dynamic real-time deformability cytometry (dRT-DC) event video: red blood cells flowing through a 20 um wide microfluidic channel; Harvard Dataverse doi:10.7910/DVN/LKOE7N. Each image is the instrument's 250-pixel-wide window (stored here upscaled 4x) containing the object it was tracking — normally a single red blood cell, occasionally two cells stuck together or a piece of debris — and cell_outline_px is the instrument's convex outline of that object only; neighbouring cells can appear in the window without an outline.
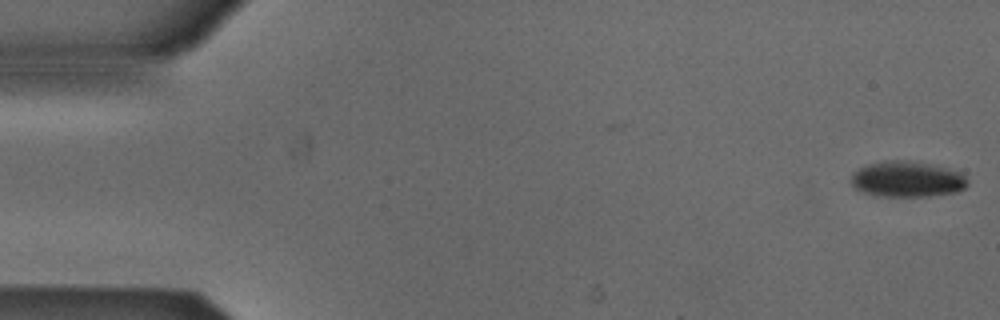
{"species": "Egyptian fruit bat (a non-hibernating species)", "species_latin": "Rousettus aegyptiacus", "temperature_condition": "cold", "stored_images_in_passage": 53, "camera_frame_rate_fps": 3000, "um_per_image_px": 0.085, "animal": {"sex": "male"}, "frame": {"image": 1, "passage_image": 1, "time_ms": 0.0, "image_size_px": [1000, 320], "cell_outline_px": [[968, 184], [964, 188], [956, 192], [928, 196], [872, 196], [856, 188], [852, 184], [852, 172], [864, 164], [884, 160], [908, 160], [948, 168], [960, 172], [968, 180]], "centroid_in_image_um": [77.08, 15.22], "position_along_channel_um": 7.9, "area_um2": 24.45}}
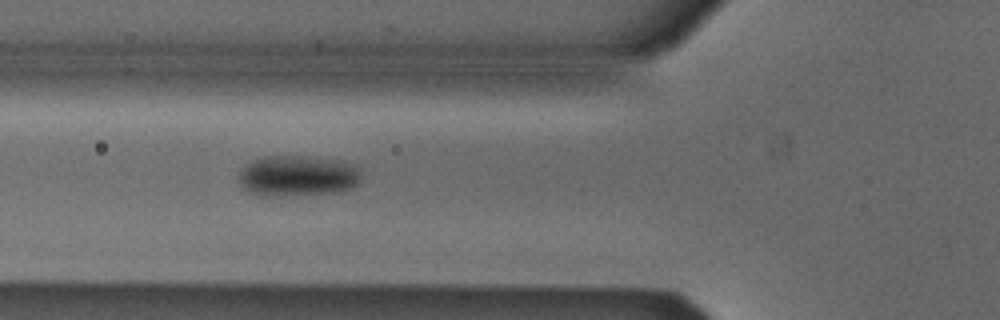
{"frame": {"image": 2, "passage_image": 19, "time_ms": 6.0, "image_size_px": [1000, 320], "cell_outline_px": [[364, 168], [360, 180], [352, 188], [340, 192], [276, 196], [260, 196], [248, 192], [240, 184], [240, 172], [252, 160], [264, 156], [308, 156], [344, 160], [356, 164]], "centroid_in_image_um": [25.4, 14.93], "position_along_channel_um": 100.4, "area_um2": 29.77}}
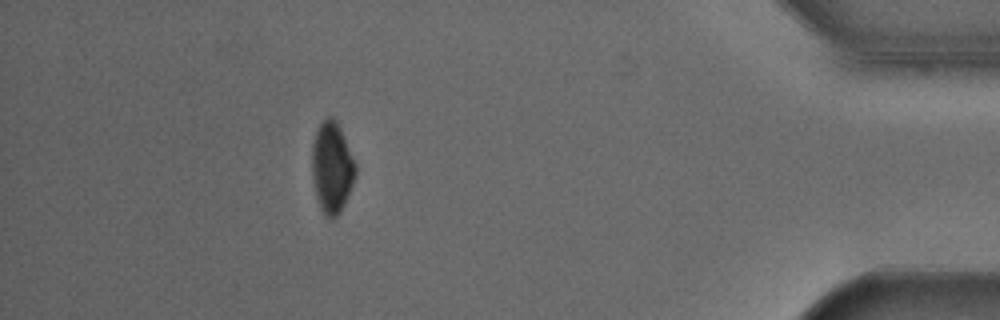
{"frame": {"image": 3, "passage_image": 47, "time_ms": 15.333, "image_size_px": [1000, 320], "cell_outline_px": [[356, 176], [344, 204], [340, 212], [332, 220], [328, 220], [324, 216], [320, 208], [316, 196], [312, 180], [312, 144], [316, 132], [320, 124], [328, 116], [332, 116], [336, 120], [340, 128], [356, 164]], "centroid_in_image_um": [28.2, 14.28], "position_along_channel_um": 407.0, "area_um2": 23.18}, "authors_computed_cell_mechanics": {"area_um2": 26.7036, "velocity_mm_per_s": 3.8681, "shape_relaxation_time_tau1_ms": 5.5044, "shape_relaxation_time_tau2_ms": null, "deformation_change_tau1": 0.0793, "deformation_change_tau2": null}}